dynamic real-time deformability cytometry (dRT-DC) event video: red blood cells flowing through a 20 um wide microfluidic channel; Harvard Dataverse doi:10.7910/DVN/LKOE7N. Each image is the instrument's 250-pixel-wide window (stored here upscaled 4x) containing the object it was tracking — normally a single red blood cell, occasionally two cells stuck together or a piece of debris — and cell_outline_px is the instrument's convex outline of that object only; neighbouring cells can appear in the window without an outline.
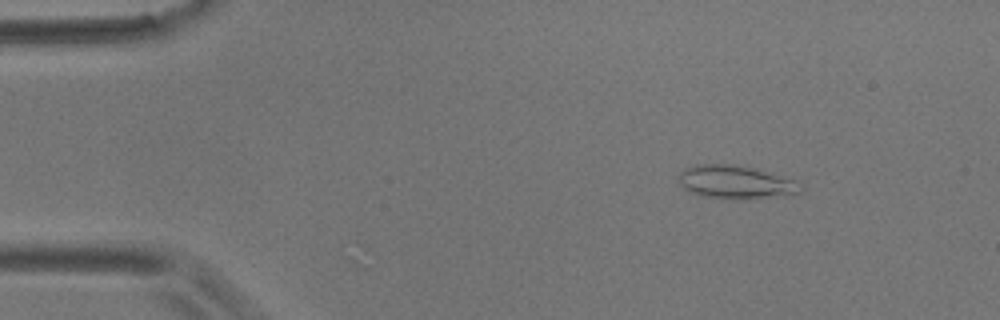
{"species": "common noctule bat (a hibernating species)", "species_latin": "Nyctalus noctula", "temperature_condition": "room temperature", "stored_images_in_passage": 7, "camera_frame_rate_fps": 3000, "um_per_image_px": 0.085, "animal": {"sex": "male", "body_mass_g": 17.9}, "frame": {"image": 1, "passage_image": 1, "time_ms": 0.0, "image_size_px": [1000, 320], "cell_outline_px": [[804, 188], [800, 192], [792, 196], [744, 200], [736, 200], [700, 196], [684, 188], [680, 184], [676, 176], [684, 168], [696, 164], [736, 164], [792, 180], [804, 184]], "centroid_in_image_um": [62.53, 15.52], "position_along_channel_um": 22.5, "area_um2": 24.1}}
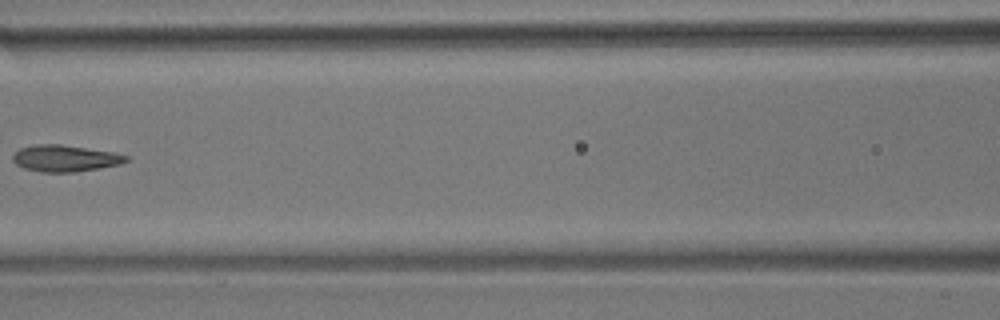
{"frame": {"image": 2, "passage_image": 6, "time_ms": 6.0, "image_size_px": [1000, 320], "cell_outline_px": [[128, 160], [120, 164], [100, 168], [76, 172], [40, 172], [24, 168], [16, 164], [12, 160], [12, 156], [20, 148], [36, 144], [60, 144], [112, 152], [128, 156]], "centroid_in_image_um": [5.5, 13.46], "position_along_channel_um": 161.1, "area_um2": 17.46}}
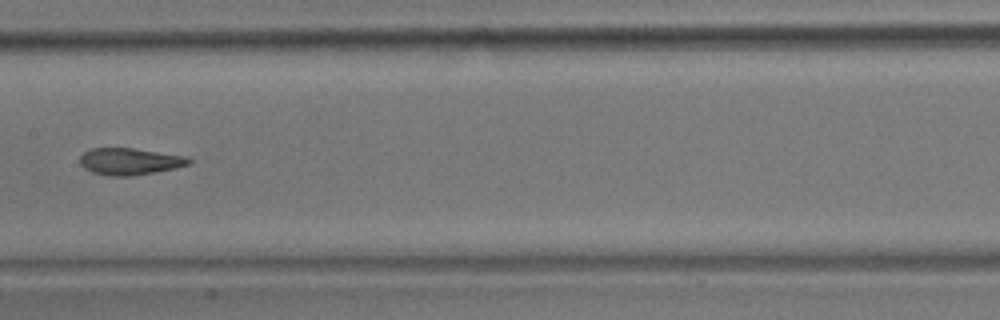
{"frame": {"image": 3, "passage_image": 7, "time_ms": 7.0, "image_size_px": [1000, 320], "cell_outline_px": [[192, 164], [176, 168], [128, 176], [108, 176], [92, 172], [84, 168], [80, 164], [80, 156], [84, 152], [92, 148], [132, 148], [184, 156], [192, 160]], "centroid_in_image_um": [11.01, 13.72], "position_along_channel_um": 196.4, "area_um2": 16.88}}